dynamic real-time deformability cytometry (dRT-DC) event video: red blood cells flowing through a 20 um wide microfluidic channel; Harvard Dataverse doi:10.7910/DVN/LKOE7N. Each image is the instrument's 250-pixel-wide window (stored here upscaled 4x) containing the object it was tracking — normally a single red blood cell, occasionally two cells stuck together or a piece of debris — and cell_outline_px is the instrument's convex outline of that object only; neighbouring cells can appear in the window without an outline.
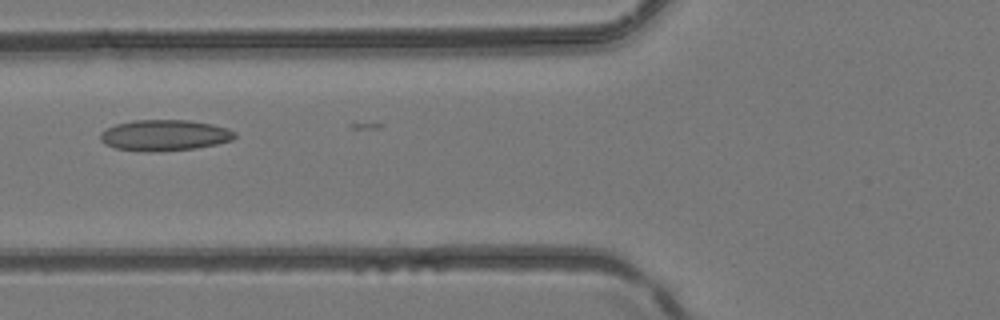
{"species": "common noctule bat (a hibernating species)", "species_latin": "Nyctalus noctula", "temperature_condition": "room temperature", "stored_images_in_passage": 2, "camera_frame_rate_fps": 3000, "um_per_image_px": 0.085, "animal": {"sex": "female", "body_mass_g": 24.6, "forearm_length_mm": 56.2}, "frame": {"image": 1, "passage_image": 2, "time_ms": 0.333, "image_size_px": [1000, 320], "cell_outline_px": [[236, 136], [232, 140], [216, 144], [196, 148], [152, 152], [144, 152], [116, 148], [104, 144], [100, 140], [100, 132], [116, 124], [132, 120], [188, 120], [212, 124], [228, 128], [236, 132]], "centroid_in_image_um": [13.98, 11.5], "position_along_channel_um": 111.8, "area_um2": 24.39}}